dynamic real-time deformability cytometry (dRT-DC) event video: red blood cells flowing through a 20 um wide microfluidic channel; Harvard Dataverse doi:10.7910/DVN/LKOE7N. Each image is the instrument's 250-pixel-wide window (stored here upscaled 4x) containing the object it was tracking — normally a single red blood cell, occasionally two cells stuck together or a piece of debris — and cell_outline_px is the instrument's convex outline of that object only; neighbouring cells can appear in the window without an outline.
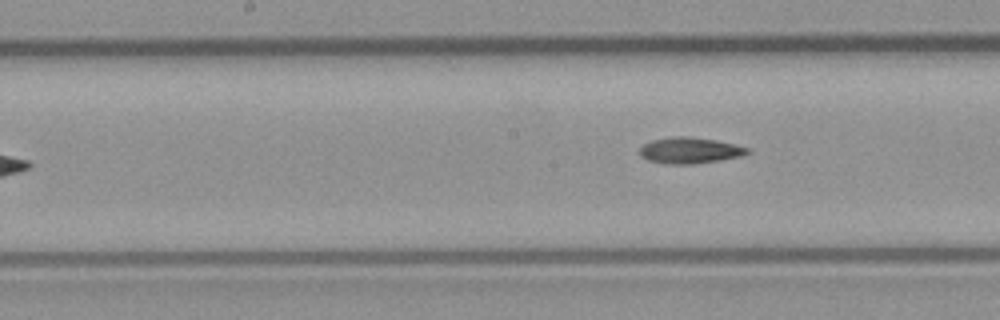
{"species": "common noctule bat (a hibernating species)", "species_latin": "Nyctalus noctula", "temperature_condition": "room temperature", "stored_images_in_passage": 5, "camera_frame_rate_fps": 3000, "um_per_image_px": 0.085, "animal": {"sex": "male", "body_mass_g": 23.1, "forearm_length_mm": 52.7}, "frame": {"image": 1, "passage_image": 5, "time_ms": 4.667, "image_size_px": [1000, 320], "cell_outline_px": [[748, 152], [740, 156], [720, 160], [696, 164], [668, 164], [648, 160], [640, 156], [640, 148], [644, 144], [652, 140], [672, 136], [688, 136], [716, 140], [736, 144], [748, 148]], "centroid_in_image_um": [58.61, 12.78], "position_along_channel_um": 189.6, "area_um2": 16.36}}